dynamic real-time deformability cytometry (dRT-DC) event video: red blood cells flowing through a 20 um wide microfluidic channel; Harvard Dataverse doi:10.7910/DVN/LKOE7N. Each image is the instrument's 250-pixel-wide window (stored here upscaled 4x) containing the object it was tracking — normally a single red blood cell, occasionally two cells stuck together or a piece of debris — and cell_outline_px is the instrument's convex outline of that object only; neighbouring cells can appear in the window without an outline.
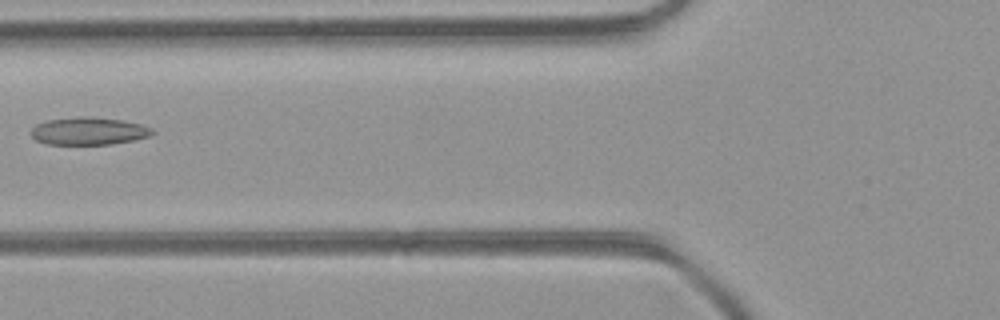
{"species": "common noctule bat (a hibernating species)", "species_latin": "Nyctalus noctula", "temperature_condition": "room temperature", "stored_images_in_passage": 5, "camera_frame_rate_fps": 3000, "um_per_image_px": 0.085, "animal": {"sex": "female", "body_mass_g": 21.9}, "frame": {"image": 1, "passage_image": 5, "time_ms": 1.333, "image_size_px": [1000, 320], "cell_outline_px": [[156, 132], [152, 136], [112, 144], [48, 144], [36, 140], [28, 132], [36, 124], [48, 120], [84, 116], [92, 116], [120, 120], [140, 124], [152, 128]], "centroid_in_image_um": [7.54, 11.14], "position_along_channel_um": 118.3, "area_um2": 19.54}}